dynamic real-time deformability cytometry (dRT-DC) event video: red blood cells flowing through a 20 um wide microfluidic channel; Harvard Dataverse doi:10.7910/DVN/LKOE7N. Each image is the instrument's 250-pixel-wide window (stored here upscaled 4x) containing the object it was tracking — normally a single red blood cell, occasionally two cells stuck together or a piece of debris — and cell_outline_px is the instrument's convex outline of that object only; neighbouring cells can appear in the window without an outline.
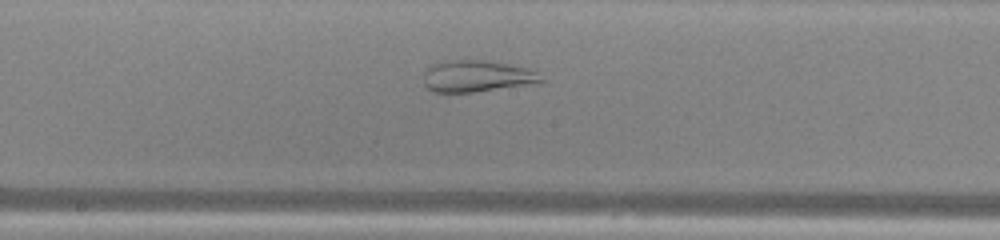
{"species": "common noctule bat (a hibernating species)", "species_latin": "Nyctalus noctula", "temperature_condition": "warm", "stored_images_in_passage": 36, "camera_frame_rate_fps": 3000, "um_per_image_px": 0.085, "animal": {"sex": "male", "body_mass_g": 13.0, "forearm_length_mm": 53.1}, "frame": {"image": 1, "passage_image": 23, "time_ms": 7.333, "image_size_px": [1000, 240], "cell_outline_px": [[544, 80], [524, 84], [472, 92], [432, 92], [424, 84], [424, 72], [428, 64], [440, 60], [488, 60], [528, 68], [536, 72]], "centroid_in_image_um": [40.4, 6.44], "position_along_channel_um": 207.8, "area_um2": 21.5}}
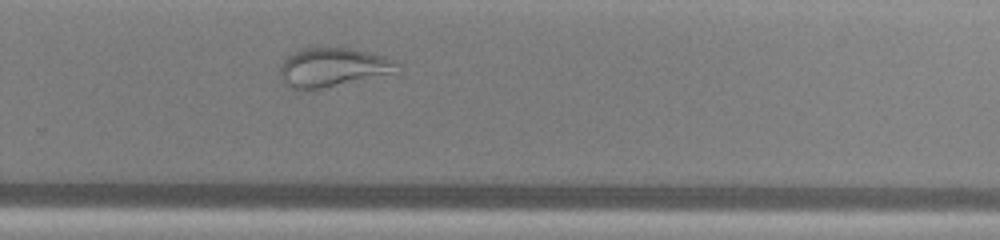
{"frame": {"image": 2, "passage_image": 30, "time_ms": 9.667, "image_size_px": [1000, 240], "cell_outline_px": [[400, 72], [320, 88], [292, 88], [284, 84], [280, 76], [280, 64], [292, 52], [304, 48], [348, 48], [368, 52], [384, 56], [396, 60], [400, 64]], "centroid_in_image_um": [28.33, 5.71], "position_along_channel_um": 301.5, "area_um2": 26.41}}
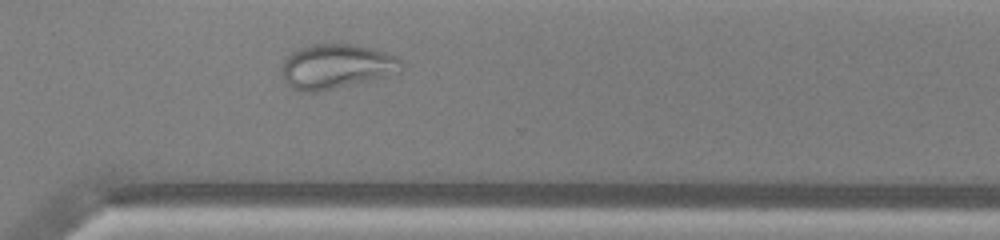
{"frame": {"image": 3, "passage_image": 33, "time_ms": 10.667, "image_size_px": [1000, 240], "cell_outline_px": [[404, 72], [316, 92], [304, 92], [292, 88], [284, 80], [280, 68], [284, 60], [292, 52], [300, 48], [312, 44], [360, 44], [376, 48], [396, 56], [404, 60]], "centroid_in_image_um": [28.65, 5.62], "position_along_channel_um": 341.9, "area_um2": 31.5}}